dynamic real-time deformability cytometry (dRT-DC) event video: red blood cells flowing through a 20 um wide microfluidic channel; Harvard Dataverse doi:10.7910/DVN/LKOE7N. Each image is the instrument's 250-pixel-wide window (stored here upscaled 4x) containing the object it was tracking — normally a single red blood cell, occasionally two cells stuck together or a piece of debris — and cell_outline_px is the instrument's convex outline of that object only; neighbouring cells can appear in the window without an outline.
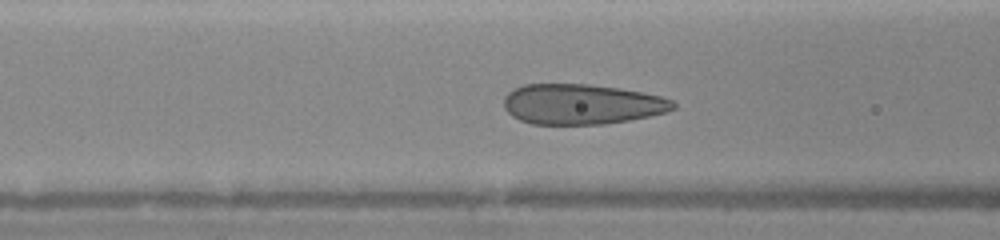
{"species": "human", "species_latin": "Homo sapiens", "temperature_condition": "warm", "stored_images_in_passage": 31, "camera_frame_rate_fps": 3000, "um_per_image_px": 0.085, "donor": {"sex": "female"}, "frame": {"image": 1, "passage_image": 11, "time_ms": 5.333, "image_size_px": [1000, 240], "cell_outline_px": [[676, 108], [664, 112], [648, 116], [628, 120], [604, 124], [532, 124], [520, 120], [512, 116], [504, 108], [504, 96], [512, 88], [524, 84], [588, 84], [620, 88], [660, 96], [672, 100], [676, 104]], "centroid_in_image_um": [49.4, 8.85], "position_along_channel_um": 117.2, "area_um2": 39.77}}
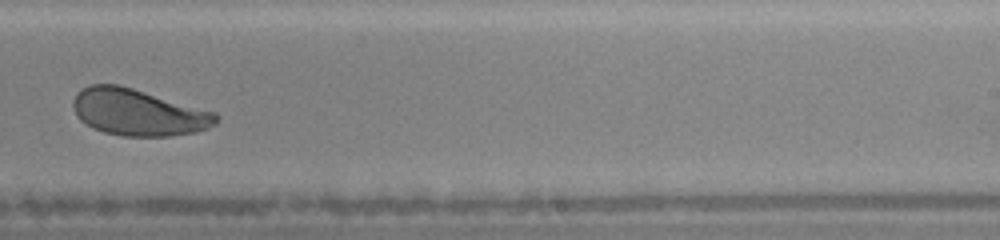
{"frame": {"image": 2, "passage_image": 21, "time_ms": 9.0, "image_size_px": [1000, 240], "cell_outline_px": [[220, 116], [216, 124], [208, 128], [196, 132], [168, 136], [124, 136], [104, 132], [92, 128], [80, 120], [76, 116], [72, 104], [72, 100], [76, 92], [92, 84], [120, 84], [216, 112]], "centroid_in_image_um": [11.75, 9.54], "position_along_channel_um": 277.3, "area_um2": 39.13}}
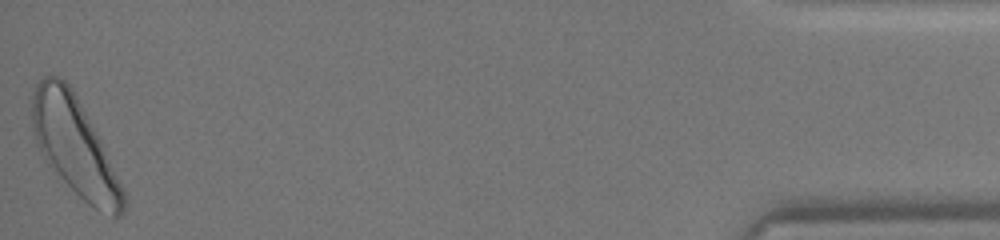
{"frame": {"image": 3, "passage_image": 31, "time_ms": 14.333, "image_size_px": [1000, 240], "cell_outline_px": [[128, 204], [124, 212], [120, 216], [112, 216], [88, 204], [64, 180], [40, 148], [36, 140], [32, 128], [32, 96], [36, 84], [44, 76], [60, 76], [72, 88], [96, 132], [124, 188]], "centroid_in_image_um": [6.39, 12.42], "position_along_channel_um": 428.8, "area_um2": 50.63}}